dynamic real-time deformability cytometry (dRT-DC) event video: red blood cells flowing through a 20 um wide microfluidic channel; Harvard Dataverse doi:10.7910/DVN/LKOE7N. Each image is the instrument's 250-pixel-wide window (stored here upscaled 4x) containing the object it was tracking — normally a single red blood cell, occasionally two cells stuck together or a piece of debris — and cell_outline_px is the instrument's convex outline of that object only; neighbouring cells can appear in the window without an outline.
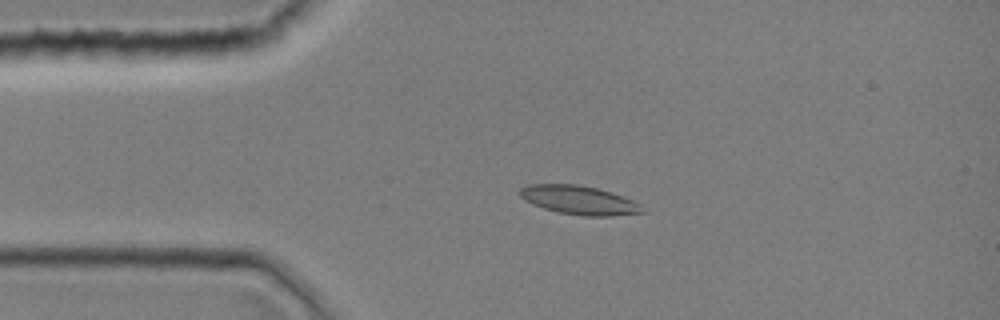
{"species": "common noctule bat (a hibernating species)", "species_latin": "Nyctalus noctula", "temperature_condition": "room temperature", "stored_images_in_passage": 35, "camera_frame_rate_fps": 3000, "um_per_image_px": 0.085, "animal": {"sex": "female", "body_mass_g": 19.0, "forearm_length_mm": 51.5}, "frame": {"image": 1, "passage_image": 1, "time_ms": 0.0, "image_size_px": [1000, 320], "cell_outline_px": [[644, 212], [612, 216], [584, 216], [560, 212], [544, 208], [532, 204], [524, 200], [520, 196], [520, 188], [528, 184], [576, 184], [596, 188], [612, 192], [632, 200], [640, 204]], "centroid_in_image_um": [49.2, 17.0], "position_along_channel_um": 35.8, "area_um2": 20.4}}
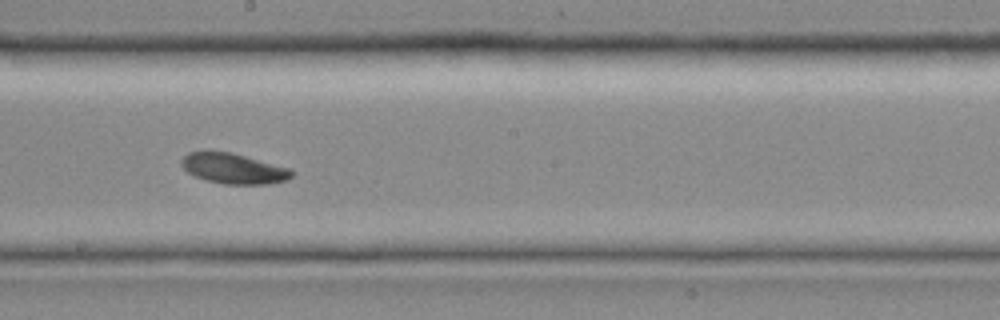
{"frame": {"image": 2, "passage_image": 16, "time_ms": 5.0, "image_size_px": [1000, 320], "cell_outline_px": [[296, 172], [292, 176], [284, 180], [268, 184], [224, 184], [208, 180], [196, 176], [188, 172], [180, 164], [180, 160], [188, 152], [204, 148], [208, 148], [232, 152], [292, 168]], "centroid_in_image_um": [19.83, 14.27], "position_along_channel_um": 228.4, "area_um2": 20.17}}
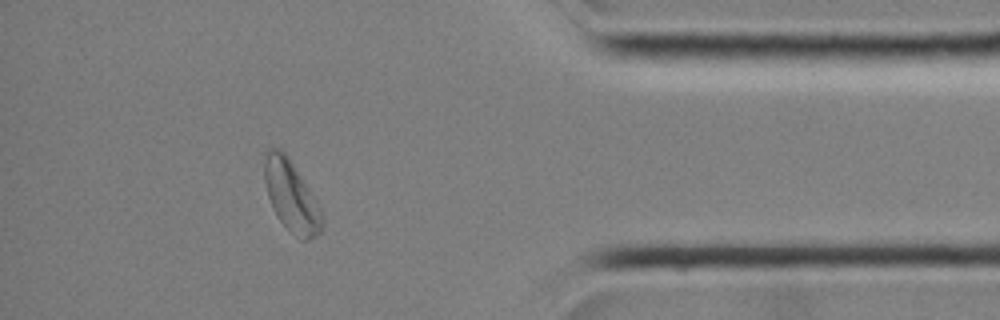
{"frame": {"image": 3, "passage_image": 30, "time_ms": 9.667, "image_size_px": [1000, 320], "cell_outline_px": [[324, 228], [316, 236], [308, 240], [300, 240], [276, 216], [272, 208], [268, 196], [264, 180], [264, 156], [268, 148], [280, 148], [288, 156], [316, 200], [324, 216]], "centroid_in_image_um": [24.76, 16.68], "position_along_channel_um": 410.4, "area_um2": 23.93}}